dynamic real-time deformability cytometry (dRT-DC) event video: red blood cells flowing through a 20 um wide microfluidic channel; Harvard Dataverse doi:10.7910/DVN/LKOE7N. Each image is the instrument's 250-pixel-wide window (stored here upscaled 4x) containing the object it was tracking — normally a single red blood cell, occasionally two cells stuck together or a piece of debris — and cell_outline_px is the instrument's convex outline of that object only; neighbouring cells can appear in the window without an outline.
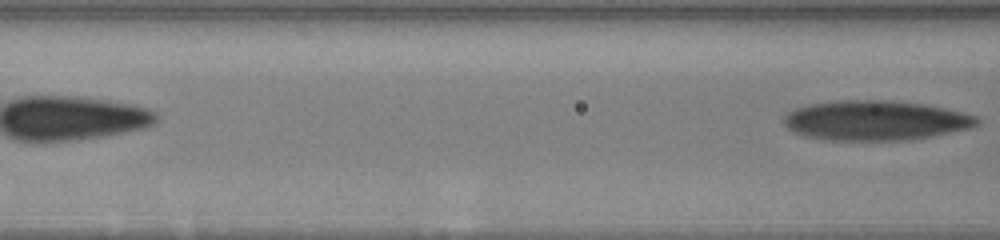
{"species": "human", "species_latin": "Homo sapiens", "temperature_condition": "warm", "stored_images_in_passage": 14, "segment_of_instrument_passage": [2, 2], "camera_frame_rate_fps": 3000, "um_per_image_px": 0.085, "donor": {"sex": "male"}, "frame": {"image": 1, "passage_image": 14, "time_ms": 6.0, "image_size_px": [1000, 240], "cell_outline_px": [[980, 120], [976, 124], [968, 128], [932, 136], [904, 140], [828, 140], [804, 136], [788, 128], [784, 124], [784, 116], [788, 112], [796, 108], [812, 104], [836, 100], [888, 100], [920, 104], [944, 108], [976, 116]], "centroid_in_image_um": [74.37, 10.24], "position_along_channel_um": 92.2, "area_um2": 44.33}}